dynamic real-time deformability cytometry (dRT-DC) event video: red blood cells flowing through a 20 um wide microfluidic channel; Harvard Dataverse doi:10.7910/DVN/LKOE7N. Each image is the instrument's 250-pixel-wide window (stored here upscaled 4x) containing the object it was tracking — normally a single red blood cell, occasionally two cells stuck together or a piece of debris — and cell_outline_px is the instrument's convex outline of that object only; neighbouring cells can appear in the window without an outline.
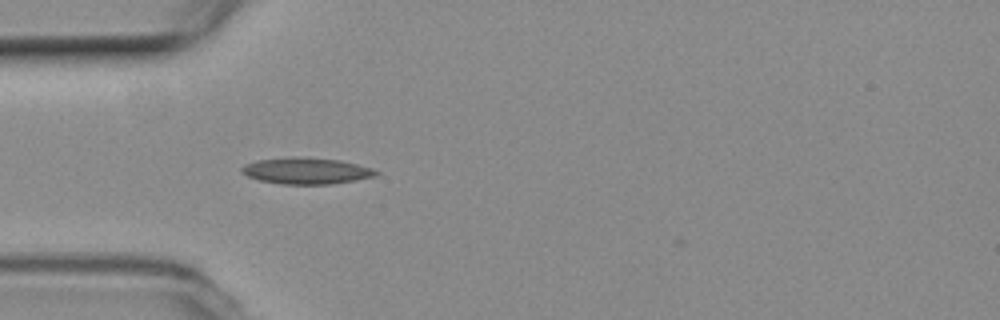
{"species": "common noctule bat (a hibernating species)", "species_latin": "Nyctalus noctula", "temperature_condition": "room temperature", "stored_images_in_passage": 39, "camera_frame_rate_fps": 3000, "um_per_image_px": 0.085, "animal": {"sex": "female", "body_mass_g": 19.3, "forearm_length_mm": 54.1}, "frame": {"image": 1, "passage_image": 1, "time_ms": 0.0, "image_size_px": [1000, 320], "cell_outline_px": [[380, 172], [376, 176], [356, 180], [332, 184], [280, 184], [260, 180], [248, 176], [240, 172], [240, 168], [244, 164], [256, 160], [296, 156], [340, 160], [372, 168]], "centroid_in_image_um": [26.02, 14.52], "position_along_channel_um": 59.0, "area_um2": 20.75}}
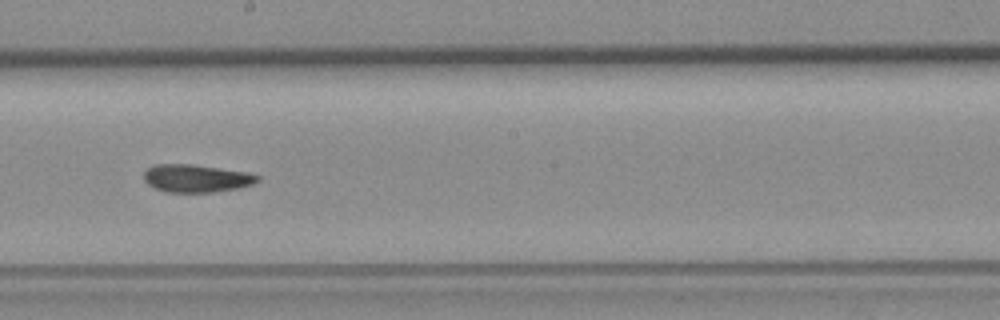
{"frame": {"image": 2, "passage_image": 15, "time_ms": 4.667, "image_size_px": [1000, 320], "cell_outline_px": [[260, 180], [252, 184], [240, 188], [216, 192], [168, 192], [156, 188], [148, 184], [144, 180], [144, 172], [152, 164], [192, 164], [248, 172], [260, 176]], "centroid_in_image_um": [16.71, 15.15], "position_along_channel_um": 231.5, "area_um2": 18.5}}
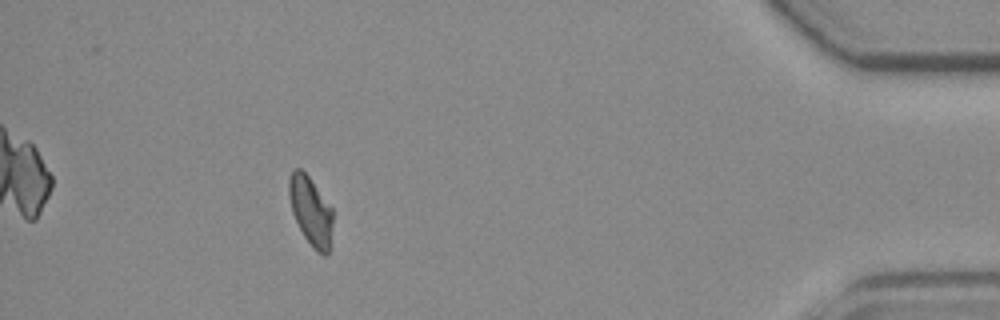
{"frame": {"image": 3, "passage_image": 34, "time_ms": 11.0, "image_size_px": [1000, 320], "cell_outline_px": [[332, 248], [328, 256], [324, 256], [316, 252], [312, 248], [304, 236], [292, 212], [288, 196], [288, 180], [292, 172], [296, 168], [300, 168], [308, 176], [332, 208]], "centroid_in_image_um": [26.43, 18.01], "position_along_channel_um": 408.8, "area_um2": 17.8}, "authors_computed_cell_mechanics": {"area_um2": 18.2648, "velocity_mm_per_s": 3.747, "shape_relaxation_time_tau1_ms": null, "shape_relaxation_time_tau2_ms": 4.043, "deformation_change_tau1": null, "deformation_change_tau2": 0.0866}}